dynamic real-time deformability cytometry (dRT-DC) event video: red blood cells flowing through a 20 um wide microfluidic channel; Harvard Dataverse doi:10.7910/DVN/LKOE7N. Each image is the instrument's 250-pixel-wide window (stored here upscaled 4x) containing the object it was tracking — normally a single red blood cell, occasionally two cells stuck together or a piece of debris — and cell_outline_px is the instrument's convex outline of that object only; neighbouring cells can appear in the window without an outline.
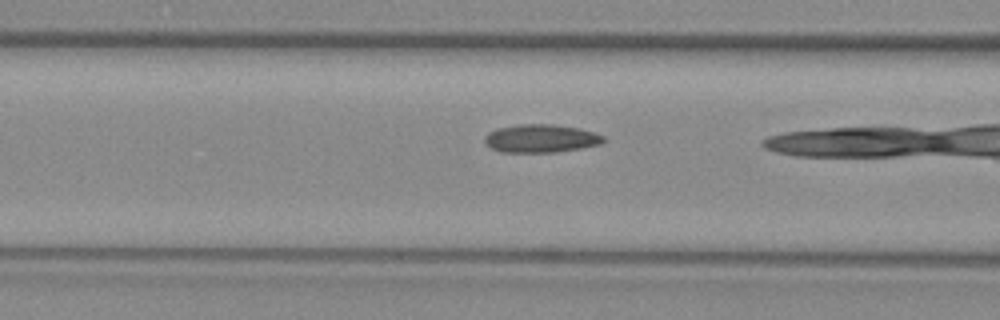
{"species": "common noctule bat (a hibernating species)", "species_latin": "Nyctalus noctula", "temperature_condition": "warm", "stored_images_in_passage": 25, "camera_frame_rate_fps": 3000, "um_per_image_px": 0.085, "animal": {"sex": "female", "body_mass_g": 29.2, "forearm_length_mm": 56.3}, "frame": {"image": 1, "passage_image": 5, "time_ms": 1.333, "image_size_px": [1000, 320], "cell_outline_px": [[608, 140], [600, 144], [580, 148], [556, 152], [500, 152], [492, 148], [484, 140], [484, 136], [488, 132], [496, 128], [520, 124], [552, 124], [580, 128], [604, 136]], "centroid_in_image_um": [45.98, 11.76], "position_along_channel_um": 120.6, "area_um2": 19.54}}
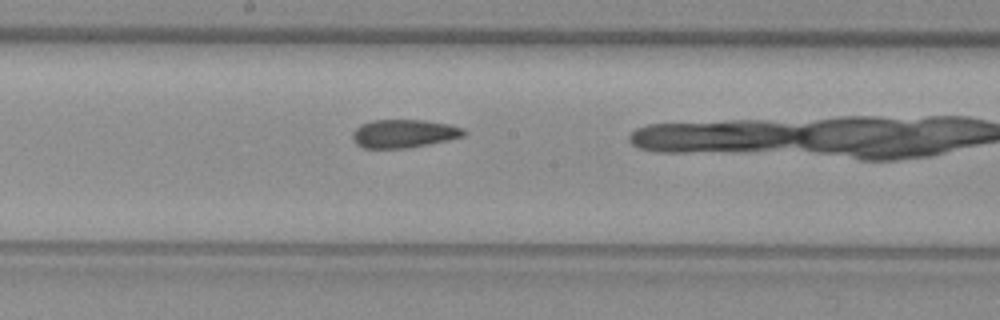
{"frame": {"image": 2, "passage_image": 12, "time_ms": 3.667, "image_size_px": [1000, 320], "cell_outline_px": [[468, 132], [464, 136], [448, 140], [408, 148], [364, 148], [356, 144], [352, 140], [352, 132], [360, 124], [372, 120], [424, 120], [448, 124], [464, 128]], "centroid_in_image_um": [34.32, 11.35], "position_along_channel_um": 213.9, "area_um2": 18.5}}
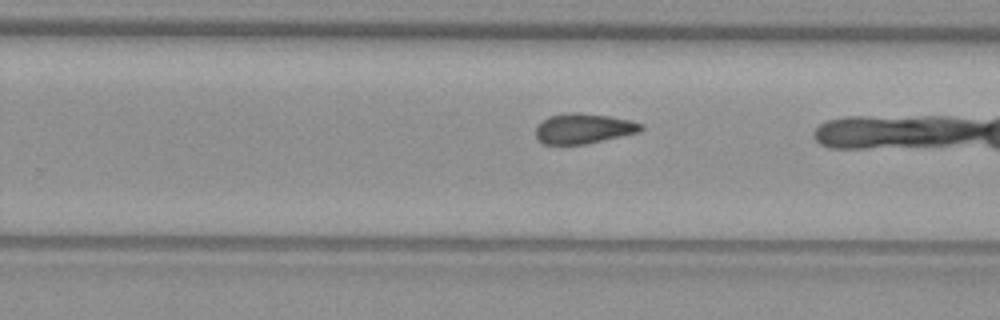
{"frame": {"image": 3, "passage_image": 17, "time_ms": 5.333, "image_size_px": [1000, 320], "cell_outline_px": [[644, 128], [640, 132], [584, 144], [544, 144], [536, 136], [536, 124], [548, 116], [564, 112], [576, 112], [608, 116], [632, 120], [644, 124]], "centroid_in_image_um": [49.6, 10.9], "position_along_channel_um": 280.2, "area_um2": 18.61}}